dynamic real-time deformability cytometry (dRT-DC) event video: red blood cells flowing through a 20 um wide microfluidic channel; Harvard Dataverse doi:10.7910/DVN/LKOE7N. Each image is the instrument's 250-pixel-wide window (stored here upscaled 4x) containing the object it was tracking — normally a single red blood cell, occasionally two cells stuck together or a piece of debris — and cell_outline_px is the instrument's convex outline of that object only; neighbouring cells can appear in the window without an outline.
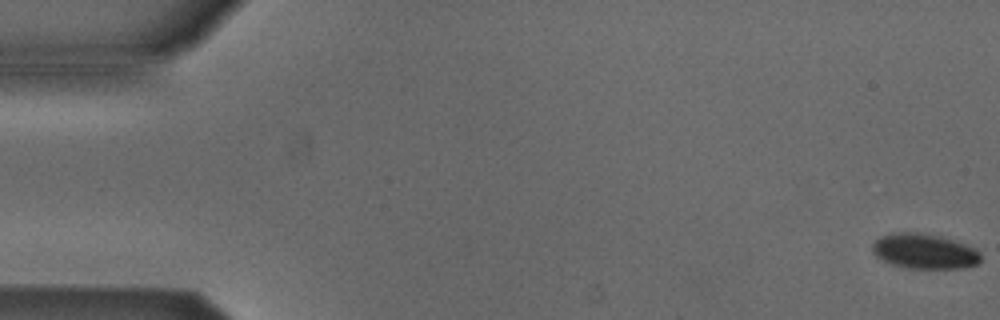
{"species": "Egyptian fruit bat (a non-hibernating species)", "species_latin": "Rousettus aegyptiacus", "temperature_condition": "cold", "stored_images_in_passage": 5, "camera_frame_rate_fps": 3000, "um_per_image_px": 0.085, "animal": {"sex": "male"}, "frame": {"image": 1, "passage_image": 1, "time_ms": 0.0, "image_size_px": [1000, 320], "cell_outline_px": [[980, 260], [976, 264], [964, 268], [904, 268], [892, 264], [876, 256], [872, 252], [872, 244], [880, 236], [896, 232], [920, 232], [940, 236], [976, 248], [980, 252]], "centroid_in_image_um": [78.56, 21.35], "position_along_channel_um": 6.4, "area_um2": 22.14}}